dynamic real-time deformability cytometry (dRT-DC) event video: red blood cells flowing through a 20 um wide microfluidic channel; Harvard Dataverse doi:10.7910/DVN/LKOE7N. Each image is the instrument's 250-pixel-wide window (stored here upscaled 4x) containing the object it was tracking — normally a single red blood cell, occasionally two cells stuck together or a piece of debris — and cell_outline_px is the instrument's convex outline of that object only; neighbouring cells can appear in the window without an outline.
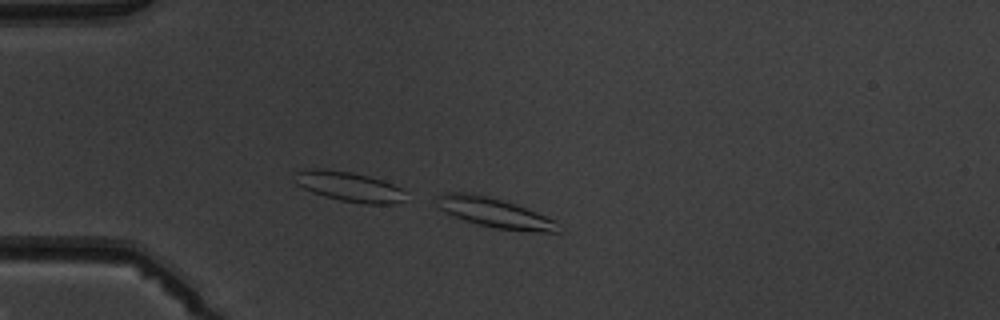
{"species": "common noctule bat (a hibernating species)", "species_latin": "Nyctalus noctula", "temperature_condition": "warm", "stored_images_in_passage": 7, "camera_frame_rate_fps": 3000, "um_per_image_px": 0.085, "animal": {"sex": "male", "body_mass_g": 19.5, "forearm_length_mm": 54.6}, "frame": {"image": 1, "passage_image": 3, "time_ms": 2.0, "image_size_px": [1000, 320], "cell_outline_px": [[560, 232], [532, 232], [496, 228], [476, 224], [456, 216], [440, 208], [436, 196], [444, 192], [468, 192], [500, 200], [536, 212], [556, 220]], "centroid_in_image_um": [42.07, 18.1], "position_along_channel_um": 42.9, "area_um2": 20.4}}
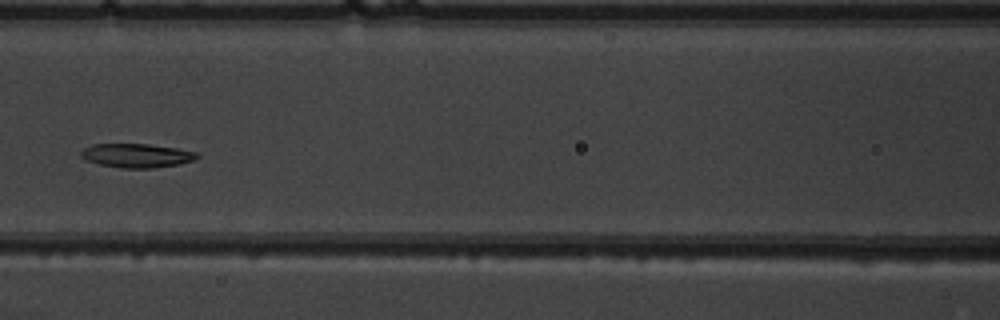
{"frame": {"image": 2, "passage_image": 6, "time_ms": 5.667, "image_size_px": [1000, 320], "cell_outline_px": [[200, 156], [196, 160], [180, 164], [152, 168], [120, 168], [100, 164], [84, 160], [80, 156], [80, 152], [84, 148], [92, 144], [148, 144], [176, 148], [196, 152]], "centroid_in_image_um": [11.61, 13.22], "position_along_channel_um": 155.0, "area_um2": 16.3}}
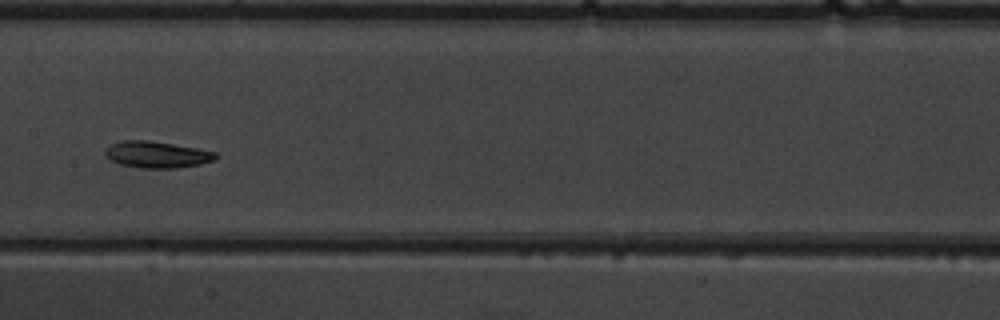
{"frame": {"image": 3, "passage_image": 7, "time_ms": 6.667, "image_size_px": [1000, 320], "cell_outline_px": [[220, 156], [212, 160], [200, 164], [176, 168], [140, 168], [120, 164], [112, 160], [104, 152], [108, 144], [124, 140], [148, 140], [196, 148], [216, 152]], "centroid_in_image_um": [13.33, 13.13], "position_along_channel_um": 194.1, "area_um2": 16.99}}